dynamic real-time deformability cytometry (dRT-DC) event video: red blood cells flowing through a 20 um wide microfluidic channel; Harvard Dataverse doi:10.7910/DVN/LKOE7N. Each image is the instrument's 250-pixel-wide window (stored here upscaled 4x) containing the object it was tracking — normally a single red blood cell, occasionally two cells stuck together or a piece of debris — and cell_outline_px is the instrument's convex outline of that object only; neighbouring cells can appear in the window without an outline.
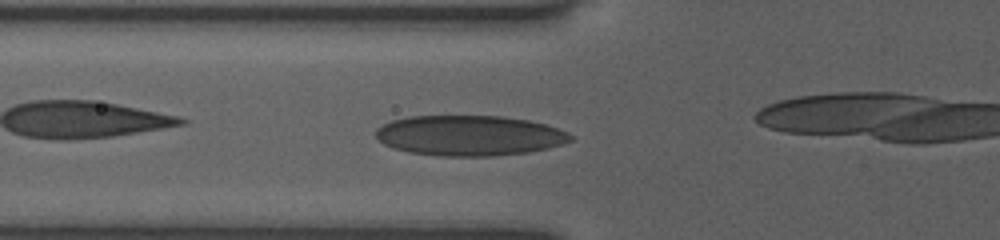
{"species": "human", "species_latin": "Homo sapiens", "temperature_condition": "room temperature", "stored_images_in_passage": 38, "camera_frame_rate_fps": 3000, "um_per_image_px": 0.085, "donor": {"sex": "female"}, "frame": {"image": 1, "passage_image": 15, "time_ms": 4.667, "image_size_px": [1000, 240], "cell_outline_px": [[572, 140], [548, 148], [528, 152], [496, 156], [440, 156], [408, 152], [392, 148], [384, 144], [376, 136], [376, 128], [392, 120], [412, 116], [500, 116], [528, 120], [544, 124], [568, 132], [572, 136]], "centroid_in_image_um": [39.88, 11.53], "position_along_channel_um": 85.9, "area_um2": 45.66}}
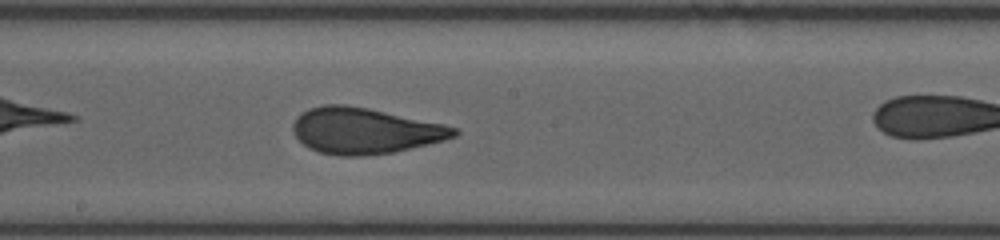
{"frame": {"image": 2, "passage_image": 25, "time_ms": 8.0, "image_size_px": [1000, 240], "cell_outline_px": [[460, 132], [456, 136], [444, 140], [396, 152], [364, 156], [340, 156], [320, 152], [308, 148], [296, 136], [292, 128], [292, 124], [308, 108], [324, 104], [344, 104], [368, 108], [444, 124], [456, 128]], "centroid_in_image_um": [31.02, 11.12], "position_along_channel_um": 217.2, "area_um2": 43.06}}
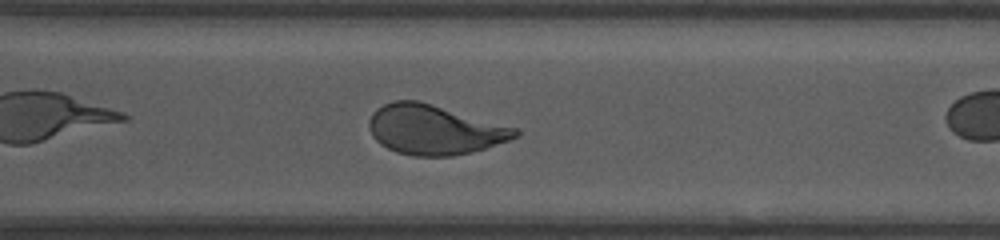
{"frame": {"image": 3, "passage_image": 34, "time_ms": 11.0, "image_size_px": [1000, 240], "cell_outline_px": [[520, 132], [516, 136], [508, 140], [484, 148], [452, 156], [412, 156], [396, 152], [380, 144], [372, 136], [368, 124], [368, 120], [372, 112], [376, 108], [392, 100], [420, 100], [516, 128]], "centroid_in_image_um": [36.85, 11.01], "position_along_channel_um": 333.8, "area_um2": 42.19}}